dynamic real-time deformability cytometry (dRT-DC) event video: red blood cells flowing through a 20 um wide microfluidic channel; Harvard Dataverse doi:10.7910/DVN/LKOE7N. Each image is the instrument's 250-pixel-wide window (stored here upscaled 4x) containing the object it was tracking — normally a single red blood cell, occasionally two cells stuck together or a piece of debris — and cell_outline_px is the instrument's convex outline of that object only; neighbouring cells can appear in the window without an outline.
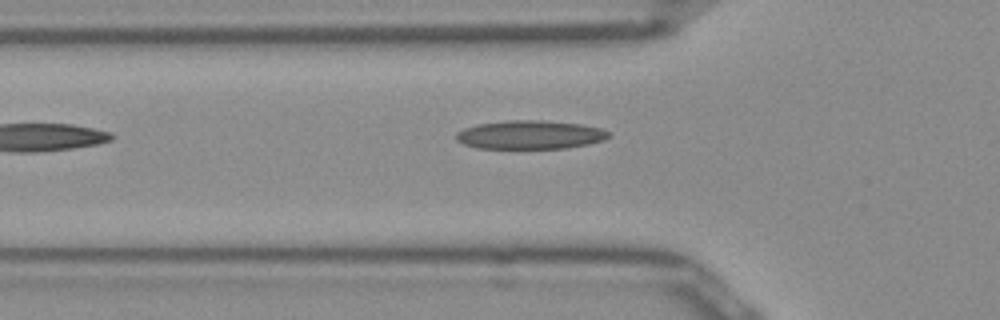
{"species": "Egyptian fruit bat (a non-hibernating species)", "species_latin": "Rousettus aegyptiacus", "temperature_condition": "room temperature", "stored_images_in_passage": 36, "camera_frame_rate_fps": 3000, "um_per_image_px": 0.085, "frame": {"image": 1, "passage_image": 4, "time_ms": 1.0, "image_size_px": [1000, 320], "cell_outline_px": [[608, 136], [604, 140], [588, 144], [564, 148], [476, 148], [464, 144], [456, 140], [456, 132], [464, 128], [476, 124], [504, 120], [540, 120], [580, 124], [600, 128], [608, 132]], "centroid_in_image_um": [45.0, 11.45], "position_along_channel_um": 80.8, "area_um2": 25.37}}
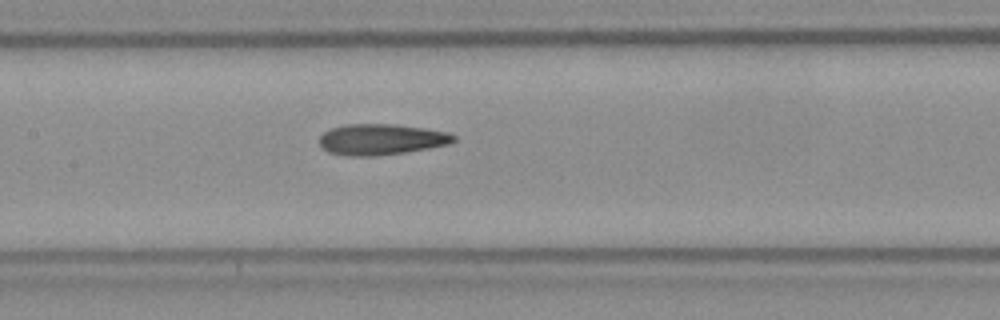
{"frame": {"image": 2, "passage_image": 11, "time_ms": 3.333, "image_size_px": [1000, 320], "cell_outline_px": [[456, 140], [448, 144], [428, 148], [404, 152], [372, 156], [348, 156], [328, 152], [320, 144], [320, 136], [324, 132], [332, 128], [348, 124], [396, 124], [424, 128], [448, 132], [456, 136]], "centroid_in_image_um": [32.41, 11.84], "position_along_channel_um": 175.0, "area_um2": 24.04}}
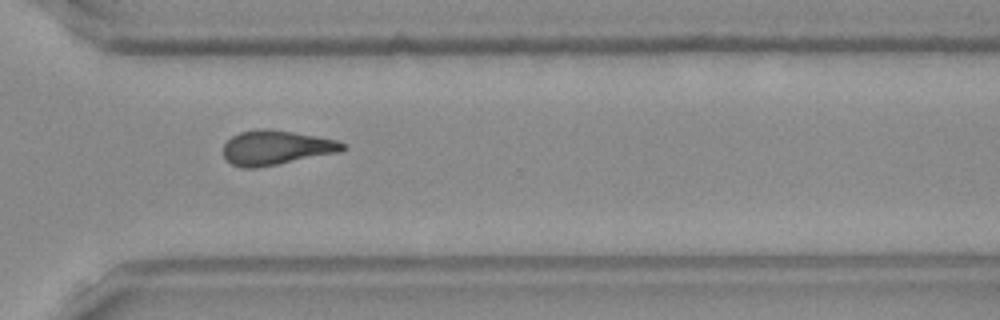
{"frame": {"image": 3, "passage_image": 24, "time_ms": 7.667, "image_size_px": [1000, 320], "cell_outline_px": [[348, 148], [340, 152], [256, 168], [240, 168], [224, 160], [224, 144], [232, 136], [240, 132], [256, 128], [260, 128], [292, 132], [316, 136], [336, 140], [348, 144]], "centroid_in_image_um": [23.47, 12.55], "position_along_channel_um": 347.1, "area_um2": 24.04}}